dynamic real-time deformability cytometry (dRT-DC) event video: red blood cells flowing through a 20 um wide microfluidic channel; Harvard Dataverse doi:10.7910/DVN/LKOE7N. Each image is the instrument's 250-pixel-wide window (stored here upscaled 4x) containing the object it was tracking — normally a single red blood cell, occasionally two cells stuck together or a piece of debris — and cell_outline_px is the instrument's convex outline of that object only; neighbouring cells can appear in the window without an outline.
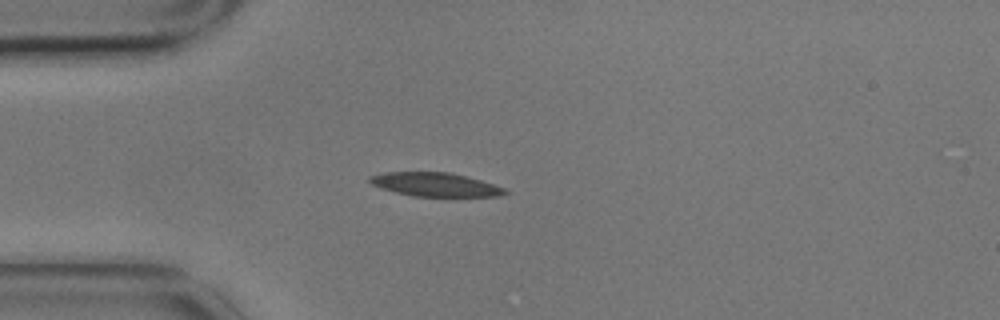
{"species": "common noctule bat (a hibernating species)", "species_latin": "Nyctalus noctula", "temperature_condition": "cold", "stored_images_in_passage": 7, "camera_frame_rate_fps": 3000, "um_per_image_px": 0.085, "animal": {"sex": "male", "body_mass_g": 17.9}, "frame": {"image": 1, "passage_image": 4, "time_ms": 1.0, "image_size_px": [1000, 320], "cell_outline_px": [[508, 192], [496, 196], [412, 196], [380, 188], [372, 184], [368, 180], [368, 176], [388, 172], [448, 172], [480, 180], [504, 188]], "centroid_in_image_um": [36.93, 15.68], "position_along_channel_um": 48.1, "area_um2": 18.38}}